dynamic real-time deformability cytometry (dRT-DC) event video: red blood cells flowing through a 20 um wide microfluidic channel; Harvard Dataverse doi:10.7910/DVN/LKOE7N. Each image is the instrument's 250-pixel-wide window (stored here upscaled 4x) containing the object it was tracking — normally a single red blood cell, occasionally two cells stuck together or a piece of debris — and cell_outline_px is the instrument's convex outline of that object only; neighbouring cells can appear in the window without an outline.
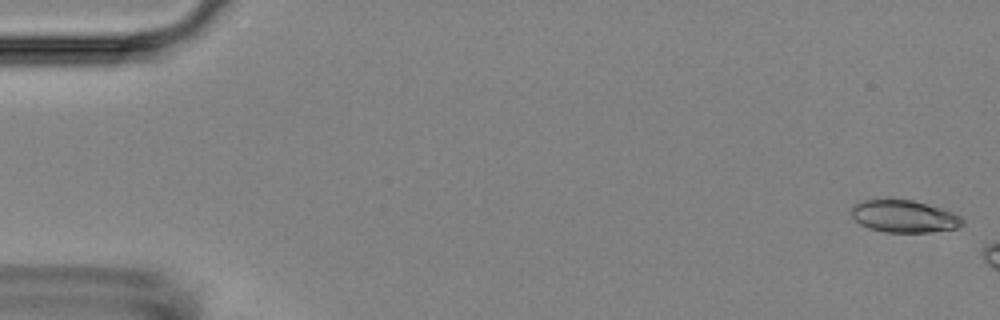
{"species": "Egyptian fruit bat (a non-hibernating species)", "species_latin": "Rousettus aegyptiacus", "temperature_condition": "room temperature", "stored_images_in_passage": 7, "camera_frame_rate_fps": 3000, "um_per_image_px": 0.085, "animal": {"sex": "female"}, "frame": {"image": 1, "passage_image": 1, "time_ms": 0.0, "image_size_px": [1000, 320], "cell_outline_px": [[964, 224], [956, 228], [932, 232], [884, 232], [868, 228], [860, 224], [852, 216], [852, 208], [856, 204], [864, 200], [912, 200], [940, 208], [952, 212], [960, 216], [964, 220]], "centroid_in_image_um": [76.87, 18.4], "position_along_channel_um": 8.1, "area_um2": 20.63}}